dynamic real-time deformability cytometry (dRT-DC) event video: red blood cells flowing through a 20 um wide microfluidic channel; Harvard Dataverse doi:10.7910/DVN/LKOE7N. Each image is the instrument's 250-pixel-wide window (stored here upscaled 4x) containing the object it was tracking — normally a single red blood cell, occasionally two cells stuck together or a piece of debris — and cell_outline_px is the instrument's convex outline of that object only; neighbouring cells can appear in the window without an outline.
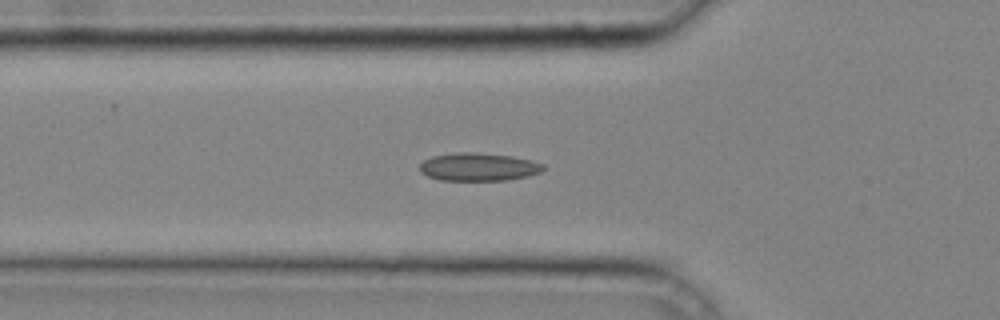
{"species": "common noctule bat (a hibernating species)", "species_latin": "Nyctalus noctula", "temperature_condition": "cold", "stored_images_in_passage": 39, "camera_frame_rate_fps": 3000, "um_per_image_px": 0.085, "animal": {"sex": "male", "body_mass_g": 20.4}, "frame": {"image": 1, "passage_image": 15, "time_ms": 4.667, "image_size_px": [1000, 320], "cell_outline_px": [[544, 168], [540, 172], [528, 176], [508, 180], [440, 180], [428, 176], [420, 172], [420, 164], [424, 160], [432, 156], [456, 152], [476, 152], [512, 156], [532, 160], [544, 164]], "centroid_in_image_um": [40.67, 14.18], "position_along_channel_um": 85.1, "area_um2": 20.23}}
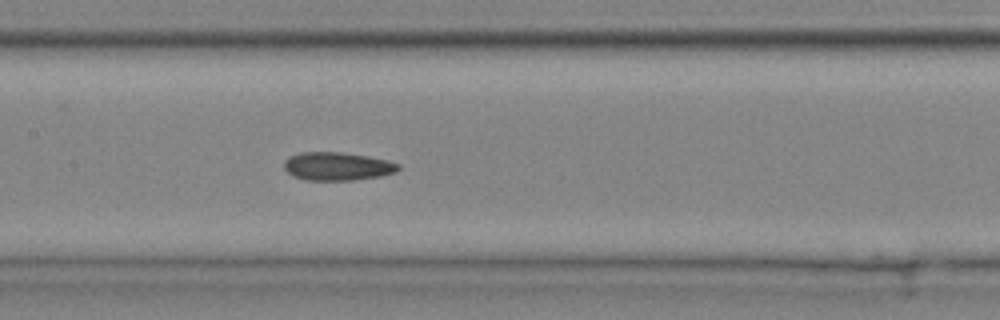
{"frame": {"image": 2, "passage_image": 21, "time_ms": 6.667, "image_size_px": [1000, 320], "cell_outline_px": [[400, 168], [396, 172], [380, 176], [352, 180], [308, 180], [296, 176], [288, 172], [284, 168], [284, 160], [288, 156], [300, 152], [340, 152], [368, 156], [388, 160], [400, 164]], "centroid_in_image_um": [28.68, 14.12], "position_along_channel_um": 178.7, "area_um2": 18.79}}
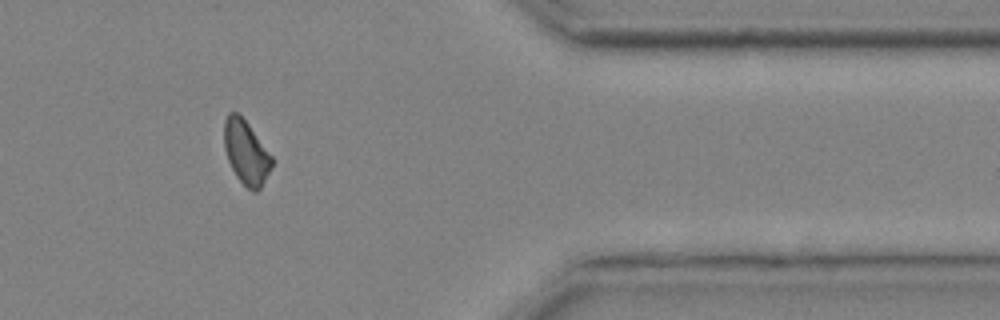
{"frame": {"image": 3, "passage_image": 36, "time_ms": 11.667, "image_size_px": [1000, 320], "cell_outline_px": [[272, 168], [260, 188], [256, 192], [252, 192], [236, 176], [228, 160], [224, 148], [224, 120], [228, 112], [236, 112], [248, 124], [272, 156]], "centroid_in_image_um": [20.91, 12.96], "position_along_channel_um": 390.5, "area_um2": 17.57}}